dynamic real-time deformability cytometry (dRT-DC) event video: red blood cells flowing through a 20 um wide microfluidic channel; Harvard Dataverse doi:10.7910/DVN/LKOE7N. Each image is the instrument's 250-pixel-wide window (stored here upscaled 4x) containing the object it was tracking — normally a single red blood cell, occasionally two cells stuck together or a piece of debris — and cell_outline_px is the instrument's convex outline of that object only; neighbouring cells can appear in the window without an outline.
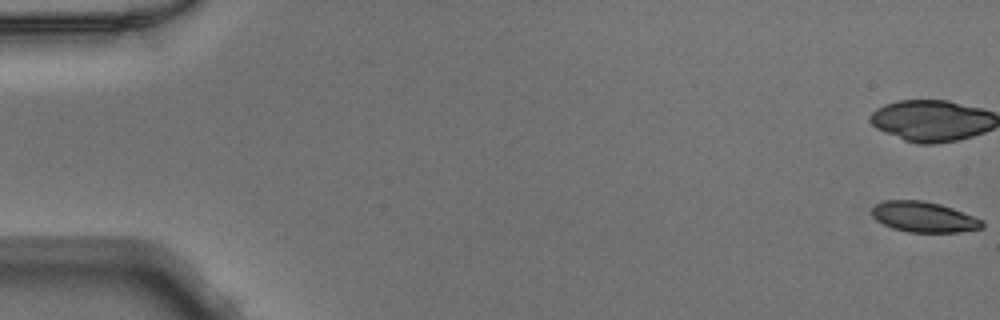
{"species": "Egyptian fruit bat (a non-hibernating species)", "species_latin": "Rousettus aegyptiacus", "temperature_condition": "warm", "stored_images_in_passage": 10, "camera_frame_rate_fps": 3000, "um_per_image_px": 0.085, "animal": {"sex": "male"}, "frame": {"image": 1, "passage_image": 1, "time_ms": 0.0, "image_size_px": [1000, 320], "cell_outline_px": [[984, 228], [960, 232], [908, 232], [892, 228], [876, 220], [872, 216], [872, 208], [876, 204], [884, 200], [924, 200], [940, 204], [952, 208], [972, 216], [980, 220], [984, 224]], "centroid_in_image_um": [78.5, 18.44], "position_along_channel_um": 6.5, "area_um2": 19.54}}